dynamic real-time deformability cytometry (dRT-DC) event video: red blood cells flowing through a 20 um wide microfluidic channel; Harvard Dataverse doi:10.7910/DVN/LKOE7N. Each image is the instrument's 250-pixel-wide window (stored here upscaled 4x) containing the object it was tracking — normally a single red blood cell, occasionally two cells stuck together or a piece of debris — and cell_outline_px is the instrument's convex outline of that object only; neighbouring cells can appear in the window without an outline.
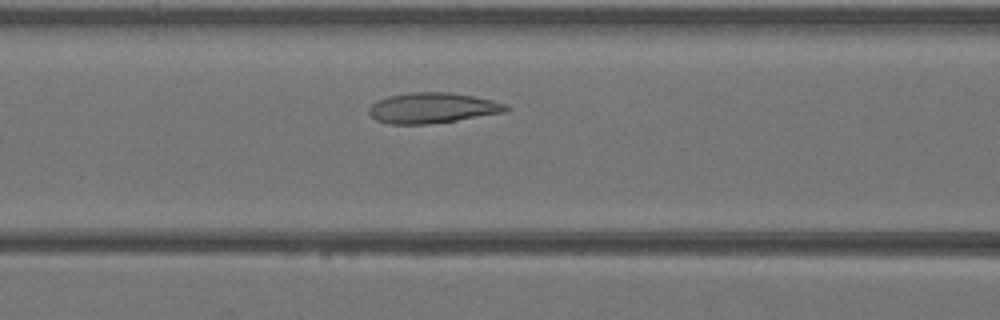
{"species": "Egyptian fruit bat (a non-hibernating species)", "species_latin": "Rousettus aegyptiacus", "temperature_condition": "warm", "stored_images_in_passage": 35, "camera_frame_rate_fps": 3000, "um_per_image_px": 0.085, "animal": {"sex": "female"}, "frame": {"image": 1, "passage_image": 10, "time_ms": 3.0, "image_size_px": [1000, 320], "cell_outline_px": [[512, 108], [504, 112], [456, 120], [424, 124], [388, 124], [376, 120], [368, 112], [368, 108], [372, 104], [388, 96], [412, 92], [452, 92], [492, 100], [508, 104]], "centroid_in_image_um": [36.77, 9.17], "position_along_channel_um": 129.8, "area_um2": 24.22}}
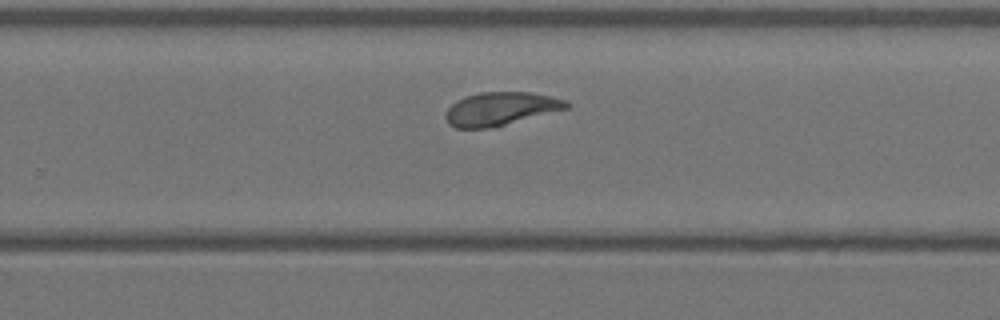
{"frame": {"image": 2, "passage_image": 20, "time_ms": 6.333, "image_size_px": [1000, 320], "cell_outline_px": [[572, 104], [568, 108], [488, 128], [456, 128], [448, 124], [444, 116], [448, 108], [456, 100], [464, 96], [480, 92], [528, 92], [552, 96], [564, 100]], "centroid_in_image_um": [42.51, 9.23], "position_along_channel_um": 287.3, "area_um2": 23.24}}
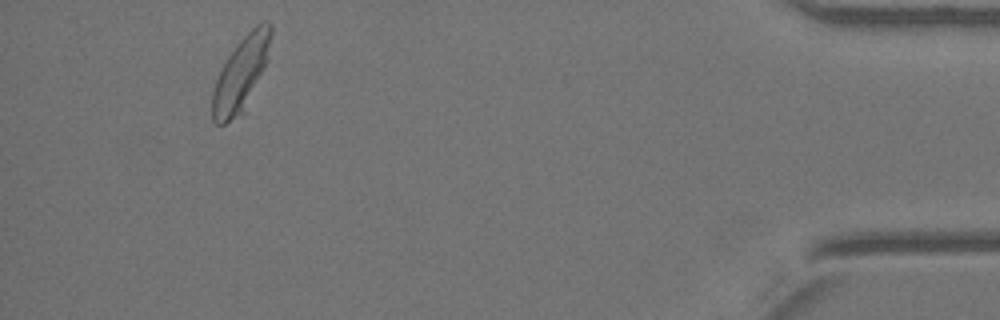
{"frame": {"image": 3, "passage_image": 32, "time_ms": 10.333, "image_size_px": [1000, 320], "cell_outline_px": [[272, 32], [268, 60], [240, 112], [224, 124], [216, 124], [212, 120], [212, 92], [216, 80], [228, 56], [236, 44], [256, 24], [264, 20], [268, 20], [272, 24]], "centroid_in_image_um": [20.49, 6.18], "position_along_channel_um": 414.7, "area_um2": 24.39}}